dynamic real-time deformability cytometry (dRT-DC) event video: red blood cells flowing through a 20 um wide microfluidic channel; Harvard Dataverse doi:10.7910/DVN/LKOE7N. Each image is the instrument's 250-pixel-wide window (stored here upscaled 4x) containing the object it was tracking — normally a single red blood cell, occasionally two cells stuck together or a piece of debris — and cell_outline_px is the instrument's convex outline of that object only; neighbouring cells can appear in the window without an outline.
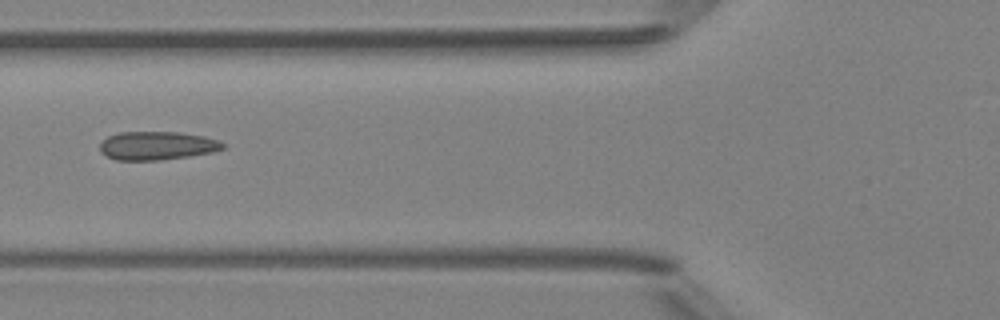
{"species": "Egyptian fruit bat (a non-hibernating species)", "species_latin": "Rousettus aegyptiacus", "temperature_condition": "room temperature", "stored_images_in_passage": 4, "camera_frame_rate_fps": 3000, "um_per_image_px": 0.085, "animal": {"sex": "female"}, "frame": {"image": 1, "passage_image": 4, "time_ms": 4.333, "image_size_px": [1000, 320], "cell_outline_px": [[228, 144], [224, 148], [212, 152], [188, 156], [160, 160], [116, 160], [100, 152], [100, 144], [108, 136], [120, 132], [180, 132], [204, 136]], "centroid_in_image_um": [13.36, 12.38], "position_along_channel_um": 112.4, "area_um2": 20.35}}